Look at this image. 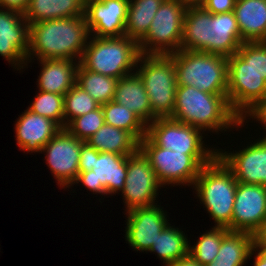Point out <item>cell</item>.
I'll list each match as a JSON object with an SVG mask.
<instances>
[{
  "mask_svg": "<svg viewBox=\"0 0 266 266\" xmlns=\"http://www.w3.org/2000/svg\"><path fill=\"white\" fill-rule=\"evenodd\" d=\"M253 244V234L228 230L215 260L206 266H243L249 260Z\"/></svg>",
  "mask_w": 266,
  "mask_h": 266,
  "instance_id": "obj_26",
  "label": "cell"
},
{
  "mask_svg": "<svg viewBox=\"0 0 266 266\" xmlns=\"http://www.w3.org/2000/svg\"><path fill=\"white\" fill-rule=\"evenodd\" d=\"M88 38L84 15L30 24L27 63L35 57L37 60L68 59L80 62Z\"/></svg>",
  "mask_w": 266,
  "mask_h": 266,
  "instance_id": "obj_2",
  "label": "cell"
},
{
  "mask_svg": "<svg viewBox=\"0 0 266 266\" xmlns=\"http://www.w3.org/2000/svg\"><path fill=\"white\" fill-rule=\"evenodd\" d=\"M15 123L16 142L20 150L41 153L45 144L62 129L55 121L26 109Z\"/></svg>",
  "mask_w": 266,
  "mask_h": 266,
  "instance_id": "obj_20",
  "label": "cell"
},
{
  "mask_svg": "<svg viewBox=\"0 0 266 266\" xmlns=\"http://www.w3.org/2000/svg\"><path fill=\"white\" fill-rule=\"evenodd\" d=\"M246 117H248L247 119H256V122L258 121V123L260 121L261 125L263 124V129L266 130V98L253 104L245 113L240 116L241 127H244V122L248 123ZM264 134L265 137L263 136V139H266V133Z\"/></svg>",
  "mask_w": 266,
  "mask_h": 266,
  "instance_id": "obj_36",
  "label": "cell"
},
{
  "mask_svg": "<svg viewBox=\"0 0 266 266\" xmlns=\"http://www.w3.org/2000/svg\"><path fill=\"white\" fill-rule=\"evenodd\" d=\"M171 119L203 132L218 133L241 127L240 117L231 109L227 94L206 93L192 86L177 85Z\"/></svg>",
  "mask_w": 266,
  "mask_h": 266,
  "instance_id": "obj_3",
  "label": "cell"
},
{
  "mask_svg": "<svg viewBox=\"0 0 266 266\" xmlns=\"http://www.w3.org/2000/svg\"><path fill=\"white\" fill-rule=\"evenodd\" d=\"M252 255L255 256L254 266H266V249L260 248L254 243L249 259H252Z\"/></svg>",
  "mask_w": 266,
  "mask_h": 266,
  "instance_id": "obj_40",
  "label": "cell"
},
{
  "mask_svg": "<svg viewBox=\"0 0 266 266\" xmlns=\"http://www.w3.org/2000/svg\"><path fill=\"white\" fill-rule=\"evenodd\" d=\"M140 150L150 161L158 181L166 185H194L204 165L217 154H185L156 146L147 136L140 141Z\"/></svg>",
  "mask_w": 266,
  "mask_h": 266,
  "instance_id": "obj_8",
  "label": "cell"
},
{
  "mask_svg": "<svg viewBox=\"0 0 266 266\" xmlns=\"http://www.w3.org/2000/svg\"><path fill=\"white\" fill-rule=\"evenodd\" d=\"M237 53L266 81V41L243 42Z\"/></svg>",
  "mask_w": 266,
  "mask_h": 266,
  "instance_id": "obj_35",
  "label": "cell"
},
{
  "mask_svg": "<svg viewBox=\"0 0 266 266\" xmlns=\"http://www.w3.org/2000/svg\"><path fill=\"white\" fill-rule=\"evenodd\" d=\"M250 143L236 153L217 149V156L232 171L237 182L266 186V139Z\"/></svg>",
  "mask_w": 266,
  "mask_h": 266,
  "instance_id": "obj_18",
  "label": "cell"
},
{
  "mask_svg": "<svg viewBox=\"0 0 266 266\" xmlns=\"http://www.w3.org/2000/svg\"><path fill=\"white\" fill-rule=\"evenodd\" d=\"M99 153L95 148L84 142L80 149L79 172L90 171L93 168L94 157H98Z\"/></svg>",
  "mask_w": 266,
  "mask_h": 266,
  "instance_id": "obj_37",
  "label": "cell"
},
{
  "mask_svg": "<svg viewBox=\"0 0 266 266\" xmlns=\"http://www.w3.org/2000/svg\"><path fill=\"white\" fill-rule=\"evenodd\" d=\"M235 3L236 0H203L199 5L212 14H221L233 11Z\"/></svg>",
  "mask_w": 266,
  "mask_h": 266,
  "instance_id": "obj_38",
  "label": "cell"
},
{
  "mask_svg": "<svg viewBox=\"0 0 266 266\" xmlns=\"http://www.w3.org/2000/svg\"><path fill=\"white\" fill-rule=\"evenodd\" d=\"M242 43L233 11L212 14L201 5H188L184 16L181 50L230 57L237 53Z\"/></svg>",
  "mask_w": 266,
  "mask_h": 266,
  "instance_id": "obj_1",
  "label": "cell"
},
{
  "mask_svg": "<svg viewBox=\"0 0 266 266\" xmlns=\"http://www.w3.org/2000/svg\"><path fill=\"white\" fill-rule=\"evenodd\" d=\"M203 133L171 118H156L146 129V136L156 146L185 154H217V148H206Z\"/></svg>",
  "mask_w": 266,
  "mask_h": 266,
  "instance_id": "obj_11",
  "label": "cell"
},
{
  "mask_svg": "<svg viewBox=\"0 0 266 266\" xmlns=\"http://www.w3.org/2000/svg\"><path fill=\"white\" fill-rule=\"evenodd\" d=\"M105 124L126 130L139 142L146 136L147 125L126 106L115 101L101 105Z\"/></svg>",
  "mask_w": 266,
  "mask_h": 266,
  "instance_id": "obj_29",
  "label": "cell"
},
{
  "mask_svg": "<svg viewBox=\"0 0 266 266\" xmlns=\"http://www.w3.org/2000/svg\"><path fill=\"white\" fill-rule=\"evenodd\" d=\"M113 101L126 106L146 125L152 123L156 119L152 113L143 80L137 72H133L118 79Z\"/></svg>",
  "mask_w": 266,
  "mask_h": 266,
  "instance_id": "obj_22",
  "label": "cell"
},
{
  "mask_svg": "<svg viewBox=\"0 0 266 266\" xmlns=\"http://www.w3.org/2000/svg\"><path fill=\"white\" fill-rule=\"evenodd\" d=\"M168 266H203L196 259H194L189 253L169 264Z\"/></svg>",
  "mask_w": 266,
  "mask_h": 266,
  "instance_id": "obj_42",
  "label": "cell"
},
{
  "mask_svg": "<svg viewBox=\"0 0 266 266\" xmlns=\"http://www.w3.org/2000/svg\"><path fill=\"white\" fill-rule=\"evenodd\" d=\"M238 182L232 171L216 156L204 165L195 179L196 197L214 220L215 227L232 231V215Z\"/></svg>",
  "mask_w": 266,
  "mask_h": 266,
  "instance_id": "obj_4",
  "label": "cell"
},
{
  "mask_svg": "<svg viewBox=\"0 0 266 266\" xmlns=\"http://www.w3.org/2000/svg\"><path fill=\"white\" fill-rule=\"evenodd\" d=\"M41 71L38 76V91L65 95L76 83L80 62L68 59L38 60Z\"/></svg>",
  "mask_w": 266,
  "mask_h": 266,
  "instance_id": "obj_21",
  "label": "cell"
},
{
  "mask_svg": "<svg viewBox=\"0 0 266 266\" xmlns=\"http://www.w3.org/2000/svg\"><path fill=\"white\" fill-rule=\"evenodd\" d=\"M227 60V100L240 117L253 104L266 98V81L238 53Z\"/></svg>",
  "mask_w": 266,
  "mask_h": 266,
  "instance_id": "obj_10",
  "label": "cell"
},
{
  "mask_svg": "<svg viewBox=\"0 0 266 266\" xmlns=\"http://www.w3.org/2000/svg\"><path fill=\"white\" fill-rule=\"evenodd\" d=\"M161 187L150 161L140 149L127 157V177L121 191L126 212L156 205Z\"/></svg>",
  "mask_w": 266,
  "mask_h": 266,
  "instance_id": "obj_12",
  "label": "cell"
},
{
  "mask_svg": "<svg viewBox=\"0 0 266 266\" xmlns=\"http://www.w3.org/2000/svg\"><path fill=\"white\" fill-rule=\"evenodd\" d=\"M129 0H85L84 17L89 35L125 36Z\"/></svg>",
  "mask_w": 266,
  "mask_h": 266,
  "instance_id": "obj_16",
  "label": "cell"
},
{
  "mask_svg": "<svg viewBox=\"0 0 266 266\" xmlns=\"http://www.w3.org/2000/svg\"><path fill=\"white\" fill-rule=\"evenodd\" d=\"M254 243L260 248L266 249V220L254 234Z\"/></svg>",
  "mask_w": 266,
  "mask_h": 266,
  "instance_id": "obj_41",
  "label": "cell"
},
{
  "mask_svg": "<svg viewBox=\"0 0 266 266\" xmlns=\"http://www.w3.org/2000/svg\"><path fill=\"white\" fill-rule=\"evenodd\" d=\"M118 79L85 69L79 64L76 83L100 105L113 100Z\"/></svg>",
  "mask_w": 266,
  "mask_h": 266,
  "instance_id": "obj_30",
  "label": "cell"
},
{
  "mask_svg": "<svg viewBox=\"0 0 266 266\" xmlns=\"http://www.w3.org/2000/svg\"><path fill=\"white\" fill-rule=\"evenodd\" d=\"M168 223L158 234L156 241L152 244L149 252L157 253V257L168 266L174 261L188 254L189 241L185 233Z\"/></svg>",
  "mask_w": 266,
  "mask_h": 266,
  "instance_id": "obj_28",
  "label": "cell"
},
{
  "mask_svg": "<svg viewBox=\"0 0 266 266\" xmlns=\"http://www.w3.org/2000/svg\"><path fill=\"white\" fill-rule=\"evenodd\" d=\"M140 55L138 42L128 36L89 35L80 64L87 70L120 79L136 72Z\"/></svg>",
  "mask_w": 266,
  "mask_h": 266,
  "instance_id": "obj_5",
  "label": "cell"
},
{
  "mask_svg": "<svg viewBox=\"0 0 266 266\" xmlns=\"http://www.w3.org/2000/svg\"><path fill=\"white\" fill-rule=\"evenodd\" d=\"M101 105L85 115L74 118L65 128L76 138L86 142L104 124Z\"/></svg>",
  "mask_w": 266,
  "mask_h": 266,
  "instance_id": "obj_34",
  "label": "cell"
},
{
  "mask_svg": "<svg viewBox=\"0 0 266 266\" xmlns=\"http://www.w3.org/2000/svg\"><path fill=\"white\" fill-rule=\"evenodd\" d=\"M84 141L76 138L66 128L60 129L42 148L48 168L58 185L69 188L79 173L80 149Z\"/></svg>",
  "mask_w": 266,
  "mask_h": 266,
  "instance_id": "obj_13",
  "label": "cell"
},
{
  "mask_svg": "<svg viewBox=\"0 0 266 266\" xmlns=\"http://www.w3.org/2000/svg\"><path fill=\"white\" fill-rule=\"evenodd\" d=\"M28 3L29 0H0V8L18 11L23 14Z\"/></svg>",
  "mask_w": 266,
  "mask_h": 266,
  "instance_id": "obj_39",
  "label": "cell"
},
{
  "mask_svg": "<svg viewBox=\"0 0 266 266\" xmlns=\"http://www.w3.org/2000/svg\"><path fill=\"white\" fill-rule=\"evenodd\" d=\"M189 5H199L203 0H184Z\"/></svg>",
  "mask_w": 266,
  "mask_h": 266,
  "instance_id": "obj_43",
  "label": "cell"
},
{
  "mask_svg": "<svg viewBox=\"0 0 266 266\" xmlns=\"http://www.w3.org/2000/svg\"><path fill=\"white\" fill-rule=\"evenodd\" d=\"M86 143L98 152L123 156L135 154L140 149V142L131 133L105 123Z\"/></svg>",
  "mask_w": 266,
  "mask_h": 266,
  "instance_id": "obj_25",
  "label": "cell"
},
{
  "mask_svg": "<svg viewBox=\"0 0 266 266\" xmlns=\"http://www.w3.org/2000/svg\"><path fill=\"white\" fill-rule=\"evenodd\" d=\"M266 220V186L238 182L232 231L255 234Z\"/></svg>",
  "mask_w": 266,
  "mask_h": 266,
  "instance_id": "obj_17",
  "label": "cell"
},
{
  "mask_svg": "<svg viewBox=\"0 0 266 266\" xmlns=\"http://www.w3.org/2000/svg\"><path fill=\"white\" fill-rule=\"evenodd\" d=\"M100 104L77 83L64 95L65 127L76 117L97 109Z\"/></svg>",
  "mask_w": 266,
  "mask_h": 266,
  "instance_id": "obj_33",
  "label": "cell"
},
{
  "mask_svg": "<svg viewBox=\"0 0 266 266\" xmlns=\"http://www.w3.org/2000/svg\"><path fill=\"white\" fill-rule=\"evenodd\" d=\"M228 231L225 227H215L201 234L196 244L189 243L188 253L201 265L206 266L213 262L219 252L222 237Z\"/></svg>",
  "mask_w": 266,
  "mask_h": 266,
  "instance_id": "obj_31",
  "label": "cell"
},
{
  "mask_svg": "<svg viewBox=\"0 0 266 266\" xmlns=\"http://www.w3.org/2000/svg\"><path fill=\"white\" fill-rule=\"evenodd\" d=\"M136 72L143 80L153 115L156 118H171L177 89L173 58L163 54H141Z\"/></svg>",
  "mask_w": 266,
  "mask_h": 266,
  "instance_id": "obj_7",
  "label": "cell"
},
{
  "mask_svg": "<svg viewBox=\"0 0 266 266\" xmlns=\"http://www.w3.org/2000/svg\"><path fill=\"white\" fill-rule=\"evenodd\" d=\"M175 65L176 83L211 94H227V57L179 50L169 54Z\"/></svg>",
  "mask_w": 266,
  "mask_h": 266,
  "instance_id": "obj_6",
  "label": "cell"
},
{
  "mask_svg": "<svg viewBox=\"0 0 266 266\" xmlns=\"http://www.w3.org/2000/svg\"><path fill=\"white\" fill-rule=\"evenodd\" d=\"M126 213L125 241L135 251L147 252L158 234L169 223L167 212L160 205L135 208Z\"/></svg>",
  "mask_w": 266,
  "mask_h": 266,
  "instance_id": "obj_19",
  "label": "cell"
},
{
  "mask_svg": "<svg viewBox=\"0 0 266 266\" xmlns=\"http://www.w3.org/2000/svg\"><path fill=\"white\" fill-rule=\"evenodd\" d=\"M127 157L114 153L100 152L94 157L90 171L79 172L76 180L69 187L82 183L93 194L114 195L121 192L127 177ZM95 192V193H94Z\"/></svg>",
  "mask_w": 266,
  "mask_h": 266,
  "instance_id": "obj_14",
  "label": "cell"
},
{
  "mask_svg": "<svg viewBox=\"0 0 266 266\" xmlns=\"http://www.w3.org/2000/svg\"><path fill=\"white\" fill-rule=\"evenodd\" d=\"M188 5L184 0H165L161 4L147 34L138 42L140 54L169 55L180 50Z\"/></svg>",
  "mask_w": 266,
  "mask_h": 266,
  "instance_id": "obj_9",
  "label": "cell"
},
{
  "mask_svg": "<svg viewBox=\"0 0 266 266\" xmlns=\"http://www.w3.org/2000/svg\"><path fill=\"white\" fill-rule=\"evenodd\" d=\"M165 0H129L125 36L139 42L148 32L152 20Z\"/></svg>",
  "mask_w": 266,
  "mask_h": 266,
  "instance_id": "obj_27",
  "label": "cell"
},
{
  "mask_svg": "<svg viewBox=\"0 0 266 266\" xmlns=\"http://www.w3.org/2000/svg\"><path fill=\"white\" fill-rule=\"evenodd\" d=\"M29 27L21 12L0 8V56L17 70L28 65Z\"/></svg>",
  "mask_w": 266,
  "mask_h": 266,
  "instance_id": "obj_15",
  "label": "cell"
},
{
  "mask_svg": "<svg viewBox=\"0 0 266 266\" xmlns=\"http://www.w3.org/2000/svg\"><path fill=\"white\" fill-rule=\"evenodd\" d=\"M27 109L47 117L55 121L61 128H65L64 95L39 91Z\"/></svg>",
  "mask_w": 266,
  "mask_h": 266,
  "instance_id": "obj_32",
  "label": "cell"
},
{
  "mask_svg": "<svg viewBox=\"0 0 266 266\" xmlns=\"http://www.w3.org/2000/svg\"><path fill=\"white\" fill-rule=\"evenodd\" d=\"M85 0H29L23 13L30 24L84 15Z\"/></svg>",
  "mask_w": 266,
  "mask_h": 266,
  "instance_id": "obj_24",
  "label": "cell"
},
{
  "mask_svg": "<svg viewBox=\"0 0 266 266\" xmlns=\"http://www.w3.org/2000/svg\"><path fill=\"white\" fill-rule=\"evenodd\" d=\"M233 12L243 42L266 41V0H236Z\"/></svg>",
  "mask_w": 266,
  "mask_h": 266,
  "instance_id": "obj_23",
  "label": "cell"
}]
</instances>
